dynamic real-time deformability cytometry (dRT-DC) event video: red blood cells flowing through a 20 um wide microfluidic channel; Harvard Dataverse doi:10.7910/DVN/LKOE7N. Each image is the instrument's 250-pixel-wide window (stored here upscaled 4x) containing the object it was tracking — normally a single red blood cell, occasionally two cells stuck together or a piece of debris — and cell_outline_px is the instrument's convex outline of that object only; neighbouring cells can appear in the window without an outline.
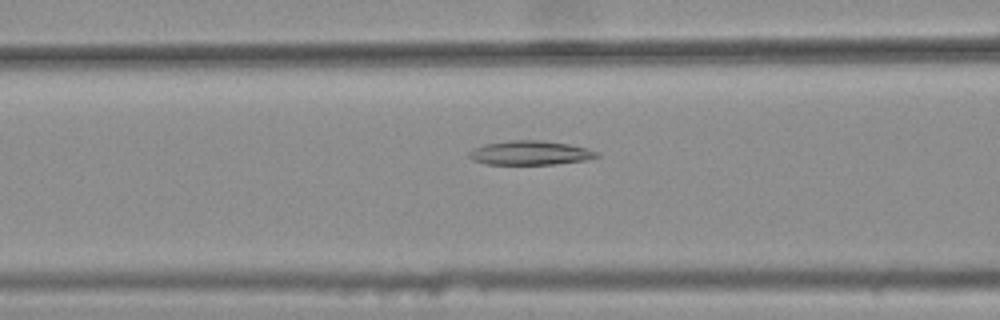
{"species": "common noctule bat (a hibernating species)", "species_latin": "Nyctalus noctula", "temperature_condition": "warm", "stored_images_in_passage": 38, "camera_frame_rate_fps": 3000, "um_per_image_px": 0.085, "animal": {"sex": "female", "body_mass_g": 25.1}, "frame": {"image": 1, "passage_image": 11, "time_ms": 3.333, "image_size_px": [1000, 320], "cell_outline_px": [[600, 156], [588, 160], [556, 164], [488, 164], [472, 160], [468, 156], [468, 152], [484, 144], [508, 140], [540, 140], [568, 144], [588, 148], [600, 152]], "centroid_in_image_um": [45.11, 12.99], "position_along_channel_um": 121.5, "area_um2": 18.09}}
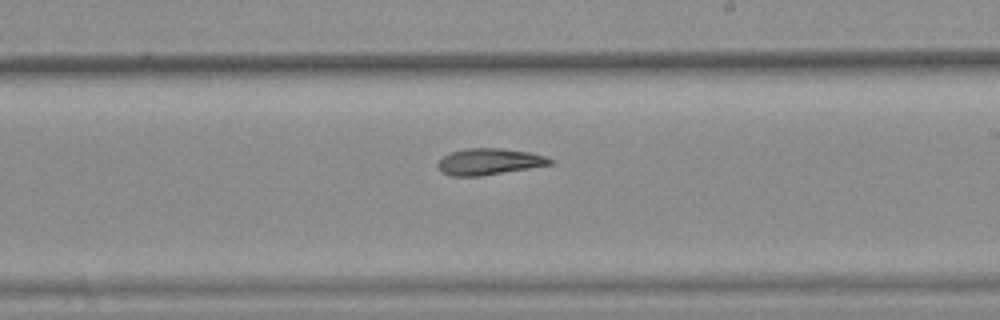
{"frame": {"image": 2, "passage_image": 21, "time_ms": 6.667, "image_size_px": [1000, 320], "cell_outline_px": [[556, 164], [480, 176], [452, 176], [440, 172], [436, 164], [444, 156], [452, 152], [464, 148], [500, 148], [532, 152], [544, 156], [552, 160]], "centroid_in_image_um": [41.59, 13.74], "position_along_channel_um": 247.4, "area_um2": 17.4}}
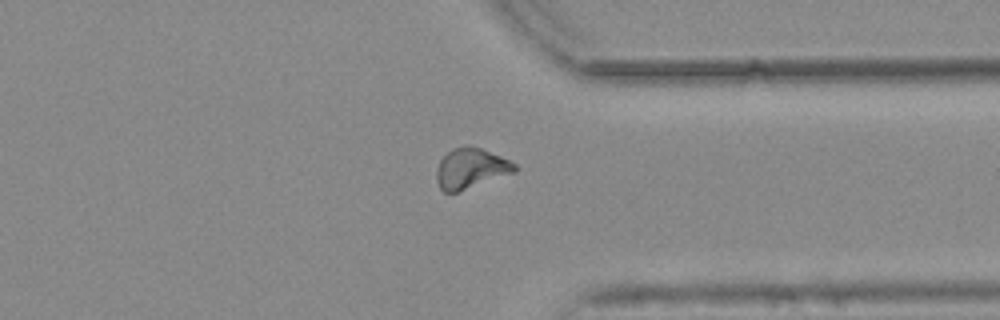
{"frame": {"image": 3, "passage_image": 31, "time_ms": 10.0, "image_size_px": [1000, 320], "cell_outline_px": [[516, 172], [456, 192], [444, 192], [440, 188], [436, 180], [436, 168], [440, 160], [452, 148], [464, 144], [480, 148], [500, 156], [516, 164]], "centroid_in_image_um": [39.99, 14.3], "position_along_channel_um": 371.4, "area_um2": 18.26}, "authors_computed_cell_mechanics": {"area_um2": 17.3111, "velocity_mm_per_s": 3.786, "shape_relaxation_time_tau1_ms": null, "shape_relaxation_time_tau2_ms": 9.8958, "deformation_change_tau1": null, "deformation_change_tau2": 0.1939}}